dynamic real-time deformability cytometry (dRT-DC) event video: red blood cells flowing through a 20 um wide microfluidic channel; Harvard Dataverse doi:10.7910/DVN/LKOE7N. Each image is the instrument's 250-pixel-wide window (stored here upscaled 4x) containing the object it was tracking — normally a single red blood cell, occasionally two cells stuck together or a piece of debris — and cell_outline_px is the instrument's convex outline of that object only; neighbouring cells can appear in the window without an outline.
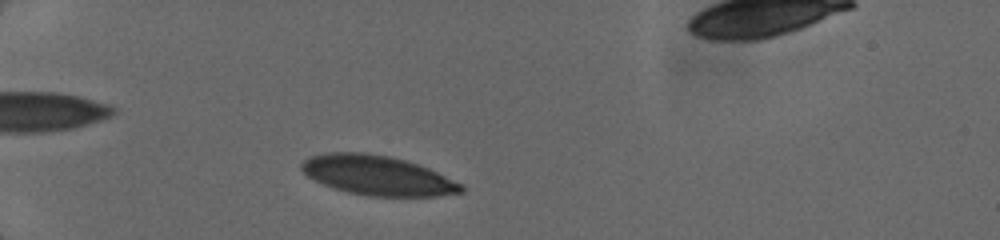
{"species": "human", "species_latin": "Homo sapiens", "temperature_condition": "cold", "stored_images_in_passage": 10, "camera_frame_rate_fps": 3000, "um_per_image_px": 0.085, "donor": {"sex": "female"}, "frame": {"image": 1, "passage_image": 7, "time_ms": 1.333, "image_size_px": [1000, 240], "cell_outline_px": [[464, 192], [436, 196], [368, 196], [348, 192], [324, 184], [308, 176], [300, 168], [300, 164], [308, 156], [324, 152], [368, 152], [392, 156], [420, 164], [464, 184]], "centroid_in_image_um": [32.11, 14.89], "position_along_channel_um": 52.9, "area_um2": 37.17}}